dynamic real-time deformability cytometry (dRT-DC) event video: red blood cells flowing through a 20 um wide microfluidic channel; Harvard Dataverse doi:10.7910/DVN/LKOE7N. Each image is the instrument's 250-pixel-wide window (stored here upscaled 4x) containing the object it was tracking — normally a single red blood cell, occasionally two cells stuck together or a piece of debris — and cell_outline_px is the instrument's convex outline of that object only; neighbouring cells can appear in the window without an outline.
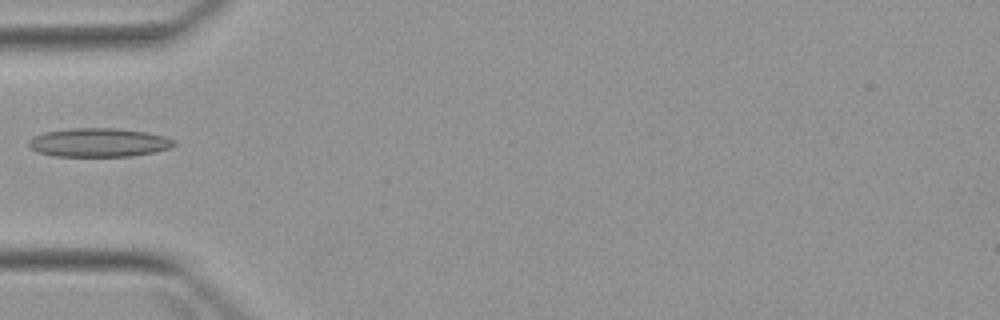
{"species": "Egyptian fruit bat (a non-hibernating species)", "species_latin": "Rousettus aegyptiacus", "temperature_condition": "warm", "stored_images_in_passage": 3, "camera_frame_rate_fps": 3000, "um_per_image_px": 0.085, "animal": {"sex": "female"}, "frame": {"image": 1, "passage_image": 3, "time_ms": 2.667, "image_size_px": [1000, 320], "cell_outline_px": [[176, 144], [168, 148], [152, 152], [132, 156], [52, 156], [36, 152], [28, 144], [28, 140], [32, 136], [44, 132], [72, 128], [116, 128], [148, 132], [164, 136], [176, 140]], "centroid_in_image_um": [8.37, 12.11], "position_along_channel_um": 76.6, "area_um2": 24.45}}